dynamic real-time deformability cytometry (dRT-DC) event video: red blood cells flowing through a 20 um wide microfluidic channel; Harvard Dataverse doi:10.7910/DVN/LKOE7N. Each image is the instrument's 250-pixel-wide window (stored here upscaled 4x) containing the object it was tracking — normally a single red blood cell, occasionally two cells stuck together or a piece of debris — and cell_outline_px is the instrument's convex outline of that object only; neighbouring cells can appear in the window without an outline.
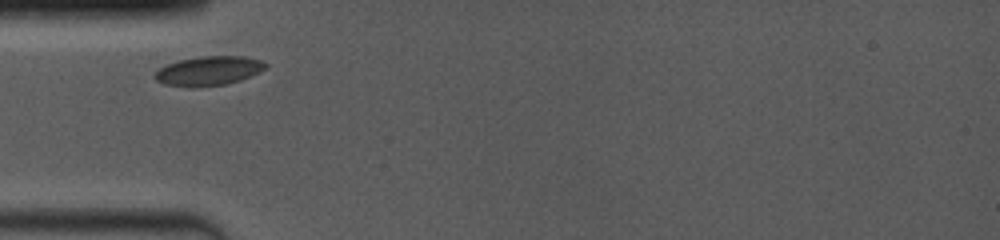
{"species": "common noctule bat (a hibernating species)", "species_latin": "Nyctalus noctula", "temperature_condition": "room temperature", "stored_images_in_passage": 2, "camera_frame_rate_fps": 4000, "um_per_image_px": 0.085, "animal": {"sex": "female", "body_mass_g": 19.0, "forearm_length_mm": 53.3}, "frame": {"image": 1, "passage_image": 1, "time_ms": 0.0, "image_size_px": [1000, 240], "cell_outline_px": [[268, 64], [264, 68], [240, 80], [224, 84], [188, 88], [164, 84], [156, 80], [152, 76], [156, 68], [180, 60], [200, 56], [244, 56], [260, 60]], "centroid_in_image_um": [17.64, 6.02], "position_along_channel_um": 67.4, "area_um2": 18.84}}